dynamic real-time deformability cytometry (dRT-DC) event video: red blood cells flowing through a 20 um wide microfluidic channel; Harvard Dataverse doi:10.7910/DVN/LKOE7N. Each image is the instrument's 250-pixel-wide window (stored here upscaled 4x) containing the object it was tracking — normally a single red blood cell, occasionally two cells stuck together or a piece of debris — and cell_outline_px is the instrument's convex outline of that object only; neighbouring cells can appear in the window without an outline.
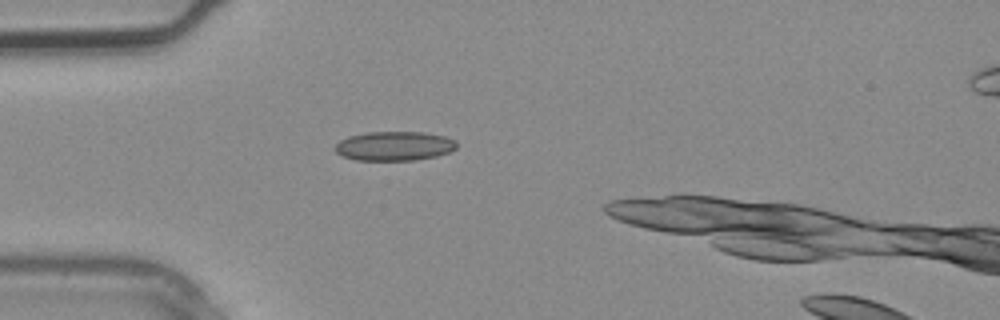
{"species": "common noctule bat (a hibernating species)", "species_latin": "Nyctalus noctula", "temperature_condition": "warm", "stored_images_in_passage": 2, "segment_of_instrument_passage": [1, 2], "camera_frame_rate_fps": 3000, "um_per_image_px": 0.085, "animal": {"sex": "male", "body_mass_g": 20.4}, "frame": {"image": 1, "passage_image": 1, "time_ms": 0.0, "image_size_px": [1000, 320], "cell_outline_px": [[456, 148], [448, 152], [436, 156], [416, 160], [356, 160], [340, 156], [332, 148], [340, 140], [348, 136], [368, 132], [424, 132], [444, 136], [456, 140]], "centroid_in_image_um": [33.48, 12.41], "position_along_channel_um": 51.5, "area_um2": 20.87}}